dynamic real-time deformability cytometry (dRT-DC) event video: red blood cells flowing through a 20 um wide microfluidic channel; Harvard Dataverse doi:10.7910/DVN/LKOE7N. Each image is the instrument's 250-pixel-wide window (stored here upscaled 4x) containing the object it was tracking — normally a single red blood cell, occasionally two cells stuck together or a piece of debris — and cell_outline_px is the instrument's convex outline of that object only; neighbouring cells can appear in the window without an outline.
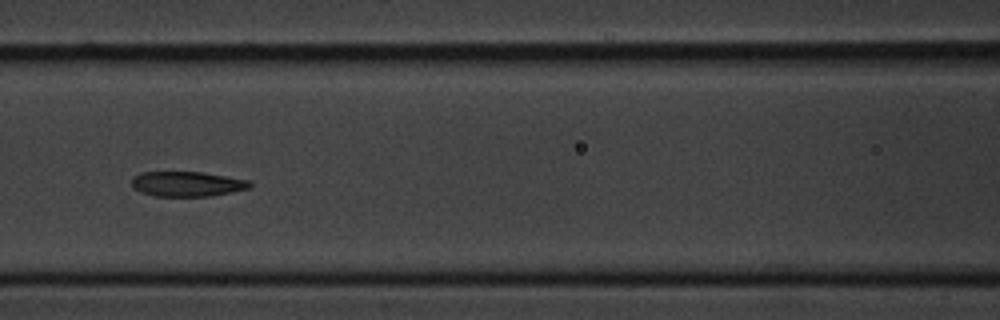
{"species": "common noctule bat (a hibernating species)", "species_latin": "Nyctalus noctula", "temperature_condition": "cold", "stored_images_in_passage": 9, "camera_frame_rate_fps": 3000, "um_per_image_px": 0.085, "animal": {"sex": "male", "body_mass_g": 20.1, "forearm_length_mm": 53.5}, "frame": {"image": 1, "passage_image": 6, "time_ms": 6.0, "image_size_px": [1000, 320], "cell_outline_px": [[252, 188], [208, 196], [156, 196], [140, 192], [132, 188], [132, 176], [140, 172], [204, 172], [252, 180]], "centroid_in_image_um": [15.92, 15.62], "position_along_channel_um": 150.7, "area_um2": 17.46}}
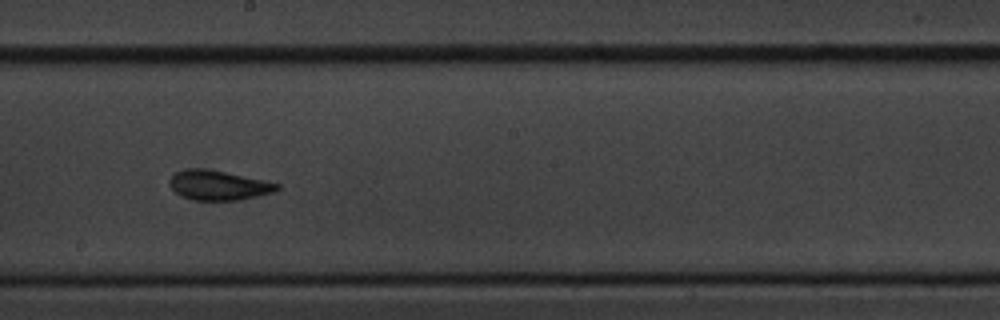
{"frame": {"image": 2, "passage_image": 8, "time_ms": 8.333, "image_size_px": [1000, 320], "cell_outline_px": [[280, 188], [276, 192], [240, 200], [196, 200], [184, 196], [176, 192], [168, 184], [168, 180], [176, 172], [188, 168], [204, 168], [224, 172], [280, 184]], "centroid_in_image_um": [18.57, 15.75], "position_along_channel_um": 229.6, "area_um2": 18.38}}
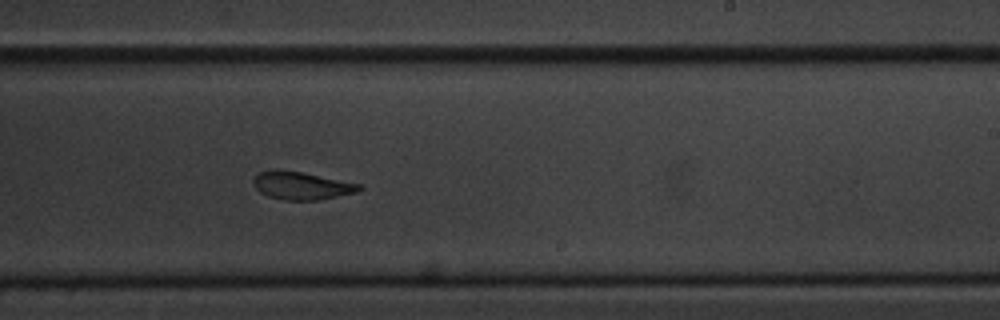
{"frame": {"image": 3, "passage_image": 9, "time_ms": 9.333, "image_size_px": [1000, 320], "cell_outline_px": [[364, 188], [356, 192], [316, 200], [284, 200], [268, 196], [260, 192], [252, 184], [252, 180], [260, 172], [300, 172], [360, 184]], "centroid_in_image_um": [25.65, 15.82], "position_along_channel_um": 263.4, "area_um2": 16.42}}